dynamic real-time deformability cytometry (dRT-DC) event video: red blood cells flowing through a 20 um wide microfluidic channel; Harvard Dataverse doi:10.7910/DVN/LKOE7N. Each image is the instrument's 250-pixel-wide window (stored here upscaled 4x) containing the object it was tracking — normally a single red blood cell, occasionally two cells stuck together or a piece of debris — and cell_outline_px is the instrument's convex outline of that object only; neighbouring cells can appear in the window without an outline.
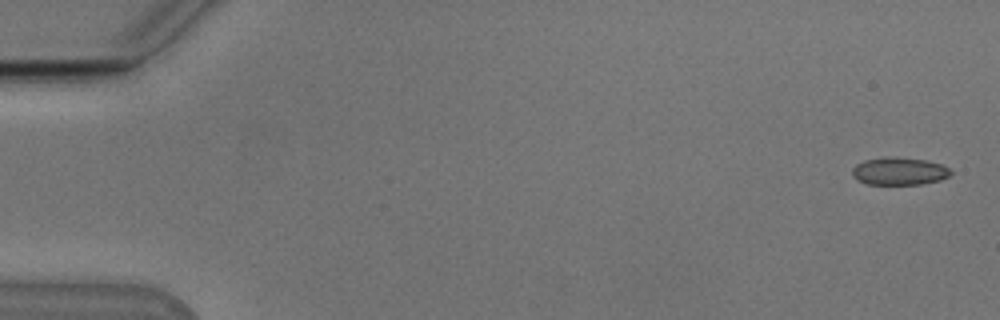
{"species": "Egyptian fruit bat (a non-hibernating species)", "species_latin": "Rousettus aegyptiacus", "temperature_condition": "cold", "stored_images_in_passage": 9, "camera_frame_rate_fps": 3000, "um_per_image_px": 0.085, "animal": {"sex": "male"}, "frame": {"image": 1, "passage_image": 1, "time_ms": 0.0, "image_size_px": [1000, 320], "cell_outline_px": [[952, 172], [948, 176], [940, 180], [920, 184], [868, 184], [852, 176], [852, 168], [856, 164], [864, 160], [884, 156], [896, 156], [928, 160], [940, 164], [948, 168]], "centroid_in_image_um": [76.42, 14.53], "position_along_channel_um": 8.6, "area_um2": 15.95}}